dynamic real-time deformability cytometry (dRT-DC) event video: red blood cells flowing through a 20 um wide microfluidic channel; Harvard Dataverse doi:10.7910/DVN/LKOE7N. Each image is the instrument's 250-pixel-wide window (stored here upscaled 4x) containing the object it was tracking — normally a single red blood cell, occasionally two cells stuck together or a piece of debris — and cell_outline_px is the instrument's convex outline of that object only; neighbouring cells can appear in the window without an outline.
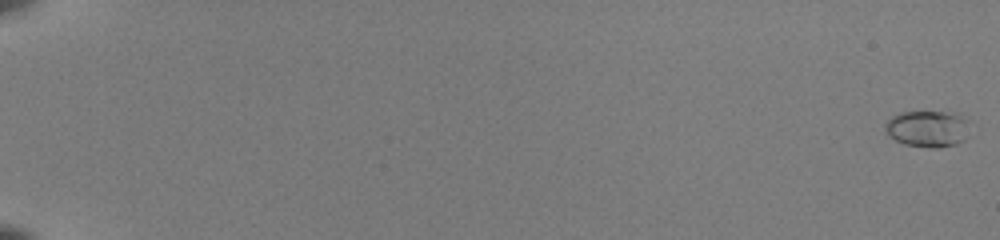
{"species": "common noctule bat (a hibernating species)", "species_latin": "Nyctalus noctula", "temperature_condition": "room temperature", "stored_images_in_passage": 55, "camera_frame_rate_fps": 3000, "um_per_image_px": 0.085, "animal": {"sex": "female", "body_mass_g": 22.0, "forearm_length_mm": 56.7}, "frame": {"image": 1, "passage_image": 1, "time_ms": 0.0, "image_size_px": [1000, 240], "cell_outline_px": [[968, 136], [964, 140], [956, 144], [936, 148], [932, 148], [904, 144], [888, 136], [884, 132], [884, 124], [892, 116], [900, 112], [960, 112], [968, 120]], "centroid_in_image_um": [78.86, 10.93], "position_along_channel_um": 6.1, "area_um2": 18.38}}
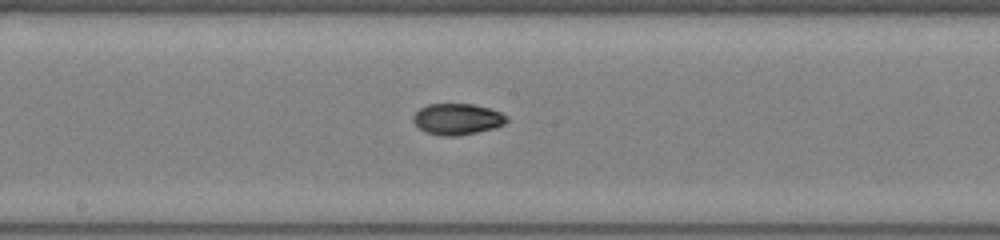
{"frame": {"image": 2, "passage_image": 33, "time_ms": 10.667, "image_size_px": [1000, 240], "cell_outline_px": [[508, 120], [504, 124], [492, 128], [476, 132], [456, 136], [440, 136], [424, 132], [412, 120], [412, 116], [420, 108], [428, 104], [472, 104], [488, 108], [500, 112], [508, 116]], "centroid_in_image_um": [38.84, 10.12], "position_along_channel_um": 209.4, "area_um2": 16.94}}
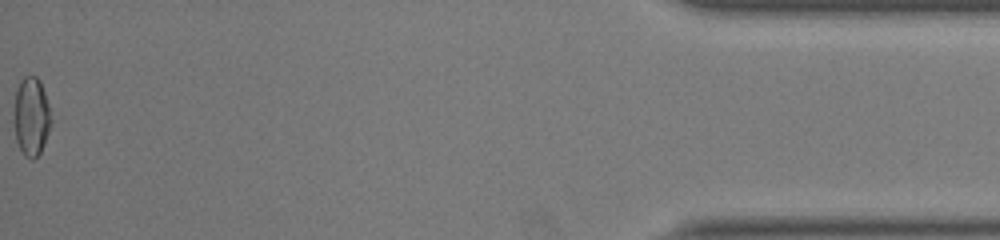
{"frame": {"image": 3, "passage_image": 55, "time_ms": 18.0, "image_size_px": [1000, 240], "cell_outline_px": [[52, 124], [40, 152], [32, 160], [24, 156], [16, 140], [16, 88], [20, 80], [24, 76], [36, 76], [40, 80], [48, 104], [52, 120]], "centroid_in_image_um": [2.7, 9.9], "position_along_channel_um": 432.5, "area_um2": 16.59}, "authors_computed_cell_mechanics": {"area_um2": 16.5308, "velocity_mm_per_s": 4.0328, "shape_relaxation_time_tau1_ms": 6.5004, "shape_relaxation_time_tau2_ms": 2.491, "deformation_change_tau1": 0.2027, "deformation_change_tau2": 0.055}}